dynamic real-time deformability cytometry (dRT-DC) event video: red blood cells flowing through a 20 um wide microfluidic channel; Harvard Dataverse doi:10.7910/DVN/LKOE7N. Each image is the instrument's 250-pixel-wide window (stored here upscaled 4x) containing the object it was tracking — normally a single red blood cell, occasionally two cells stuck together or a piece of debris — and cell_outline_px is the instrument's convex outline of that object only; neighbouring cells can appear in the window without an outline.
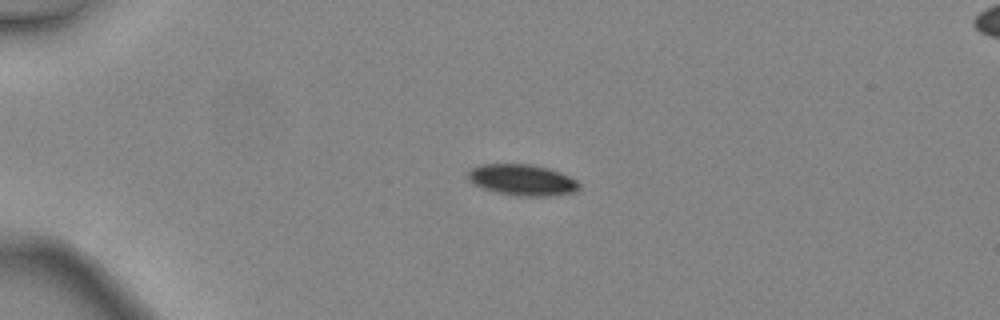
{"species": "common noctule bat (a hibernating species)", "species_latin": "Nyctalus noctula", "temperature_condition": "warm", "stored_images_in_passage": 10, "camera_frame_rate_fps": 3000, "um_per_image_px": 0.085, "animal": {"sex": "female", "body_mass_g": 24.6, "forearm_length_mm": 56.2}, "frame": {"image": 1, "passage_image": 1, "time_ms": 0.0, "image_size_px": [1000, 320], "cell_outline_px": [[580, 188], [576, 192], [548, 196], [524, 196], [500, 192], [484, 188], [468, 180], [468, 172], [472, 168], [480, 164], [532, 164], [548, 168], [560, 172], [576, 180], [580, 184]], "centroid_in_image_um": [44.43, 15.28], "position_along_channel_um": 40.6, "area_um2": 19.94}}
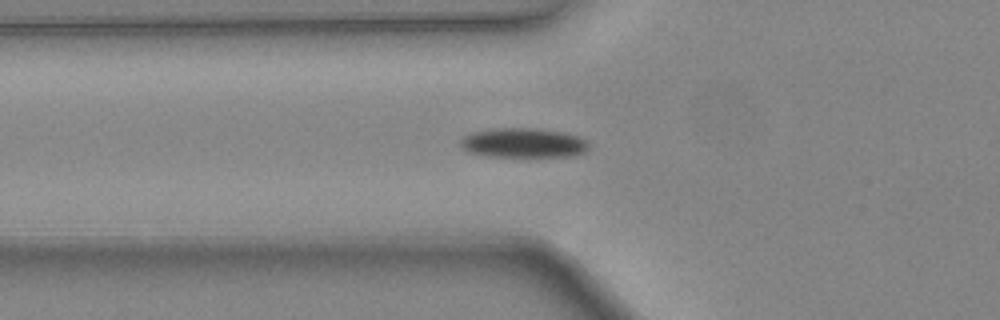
{"frame": {"image": 2, "passage_image": 7, "time_ms": 2.0, "image_size_px": [1000, 320], "cell_outline_px": [[588, 148], [584, 152], [572, 156], [484, 156], [468, 152], [460, 144], [460, 140], [464, 136], [472, 132], [500, 128], [536, 128], [564, 132], [580, 136], [588, 144]], "centroid_in_image_um": [44.49, 12.14], "position_along_channel_um": 81.3, "area_um2": 22.02}}
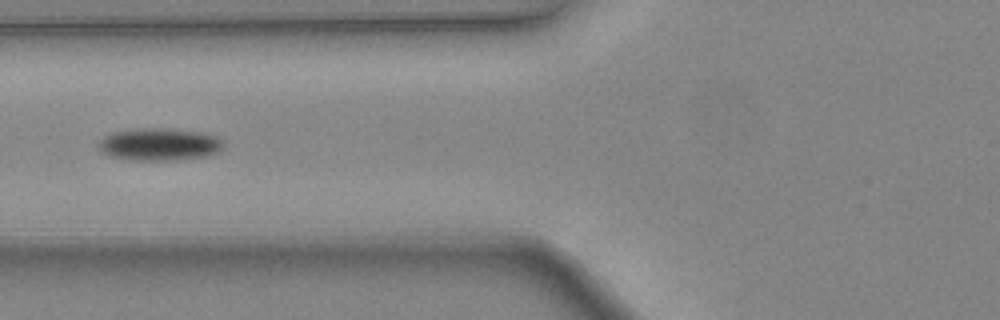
{"frame": {"image": 3, "passage_image": 9, "time_ms": 2.667, "image_size_px": [1000, 320], "cell_outline_px": [[224, 148], [208, 156], [176, 160], [132, 160], [108, 156], [100, 148], [100, 140], [104, 136], [112, 132], [144, 128], [160, 128], [196, 132], [216, 136], [224, 140]], "centroid_in_image_um": [13.57, 12.28], "position_along_channel_um": 112.2, "area_um2": 23.41}}